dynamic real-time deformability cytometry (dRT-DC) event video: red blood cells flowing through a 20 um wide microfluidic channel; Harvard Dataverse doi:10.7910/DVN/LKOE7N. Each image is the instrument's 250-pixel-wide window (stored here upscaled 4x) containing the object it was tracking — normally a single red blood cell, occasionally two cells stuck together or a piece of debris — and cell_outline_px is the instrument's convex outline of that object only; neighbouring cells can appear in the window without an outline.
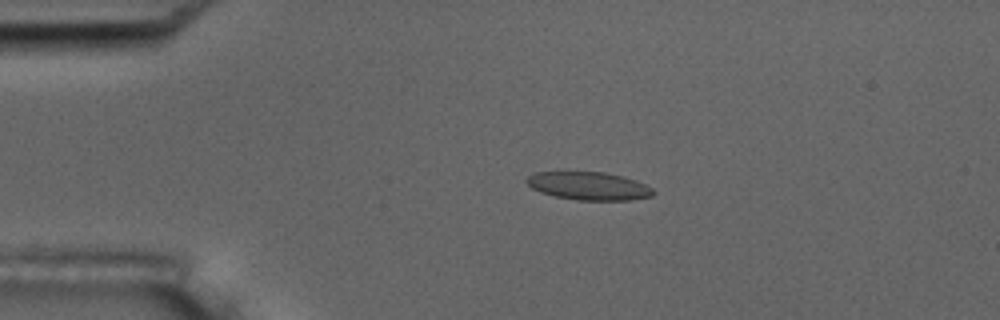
{"species": "common noctule bat (a hibernating species)", "species_latin": "Nyctalus noctula", "temperature_condition": "room temperature", "stored_images_in_passage": 4, "camera_frame_rate_fps": 3000, "um_per_image_px": 0.085, "animal": {"sex": "male", "body_mass_g": 17.5, "forearm_length_mm": 52.3}, "frame": {"image": 1, "passage_image": 3, "time_ms": 2.333, "image_size_px": [1000, 320], "cell_outline_px": [[656, 192], [652, 196], [632, 200], [576, 200], [556, 196], [540, 192], [532, 188], [524, 180], [528, 176], [536, 172], [604, 172], [624, 176], [636, 180], [652, 188]], "centroid_in_image_um": [50.06, 15.8], "position_along_channel_um": 34.9, "area_um2": 20.75}}